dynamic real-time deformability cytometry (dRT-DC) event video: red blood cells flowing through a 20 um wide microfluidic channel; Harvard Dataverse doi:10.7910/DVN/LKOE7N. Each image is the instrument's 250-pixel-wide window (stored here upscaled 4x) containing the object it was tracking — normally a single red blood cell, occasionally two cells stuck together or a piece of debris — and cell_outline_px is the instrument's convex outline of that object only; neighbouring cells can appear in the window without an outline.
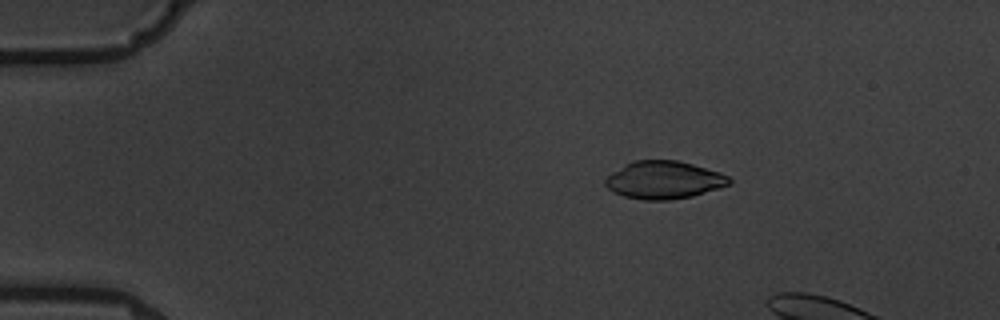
{"species": "common noctule bat (a hibernating species)", "species_latin": "Nyctalus noctula", "temperature_condition": "warm", "stored_images_in_passage": 5, "camera_frame_rate_fps": 3000, "um_per_image_px": 0.085, "animal": {"sex": "male", "body_mass_g": 19.5, "forearm_length_mm": 54.6}, "frame": {"image": 1, "passage_image": 3, "time_ms": 3.333, "image_size_px": [1000, 320], "cell_outline_px": [[732, 184], [720, 188], [692, 196], [668, 200], [644, 200], [624, 196], [608, 188], [604, 184], [604, 180], [612, 172], [624, 164], [636, 160], [676, 160], [692, 164], [720, 172], [728, 176], [732, 180]], "centroid_in_image_um": [56.45, 15.29], "position_along_channel_um": 28.5, "area_um2": 27.22}}